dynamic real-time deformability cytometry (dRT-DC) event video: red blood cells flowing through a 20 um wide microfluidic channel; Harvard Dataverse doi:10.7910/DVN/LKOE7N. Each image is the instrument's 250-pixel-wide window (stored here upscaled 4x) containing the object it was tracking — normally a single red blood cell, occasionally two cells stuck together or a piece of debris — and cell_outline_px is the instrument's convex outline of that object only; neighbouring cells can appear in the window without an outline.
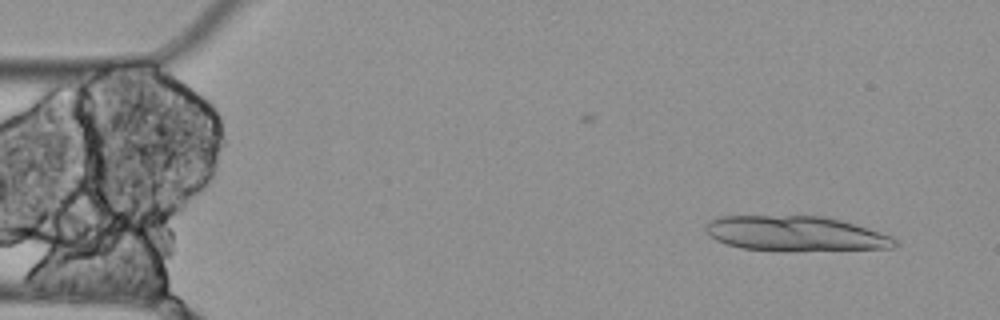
{"species": "Egyptian fruit bat (a non-hibernating species)", "species_latin": "Rousettus aegyptiacus", "temperature_condition": "cold", "stored_images_in_passage": 2, "camera_frame_rate_fps": 3000, "um_per_image_px": 0.085, "animal": {"sex": "female"}, "frame": {"image": 1, "passage_image": 2, "time_ms": 0.333, "image_size_px": [1000, 320], "cell_outline_px": [[900, 244], [892, 248], [784, 252], [740, 248], [716, 240], [708, 236], [704, 232], [704, 228], [708, 220], [720, 216], [824, 216], [840, 220], [892, 236]], "centroid_in_image_um": [67.58, 19.88], "position_along_channel_um": 17.4, "area_um2": 39.19}}